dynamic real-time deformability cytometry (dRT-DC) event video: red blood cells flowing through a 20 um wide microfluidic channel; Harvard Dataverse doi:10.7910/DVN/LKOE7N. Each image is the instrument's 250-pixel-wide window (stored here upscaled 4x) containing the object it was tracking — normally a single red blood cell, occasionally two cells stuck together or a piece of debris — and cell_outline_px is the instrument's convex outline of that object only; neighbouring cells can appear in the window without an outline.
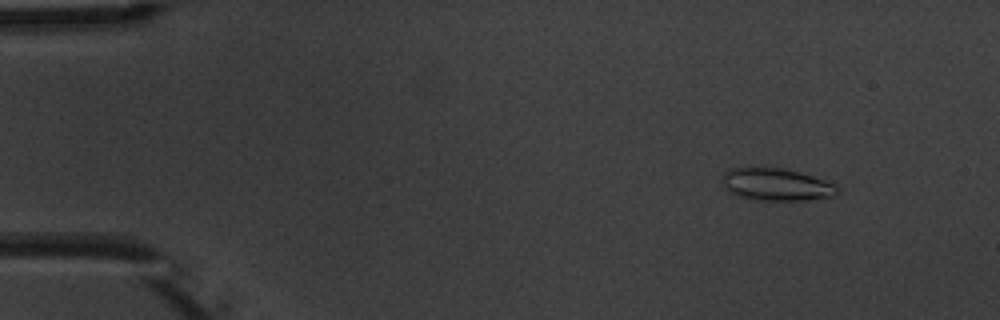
{"species": "common noctule bat (a hibernating species)", "species_latin": "Nyctalus noctula", "temperature_condition": "warm", "stored_images_in_passage": 4, "camera_frame_rate_fps": 3000, "um_per_image_px": 0.085, "animal": {"sex": "male", "body_mass_g": 20.1, "forearm_length_mm": 53.5}, "frame": {"image": 1, "passage_image": 1, "time_ms": 0.0, "image_size_px": [1000, 320], "cell_outline_px": [[840, 192], [832, 196], [804, 200], [760, 200], [736, 196], [728, 192], [724, 184], [724, 172], [732, 168], [764, 164], [788, 168], [836, 184]], "centroid_in_image_um": [65.96, 15.63], "position_along_channel_um": 19.0, "area_um2": 22.37}}
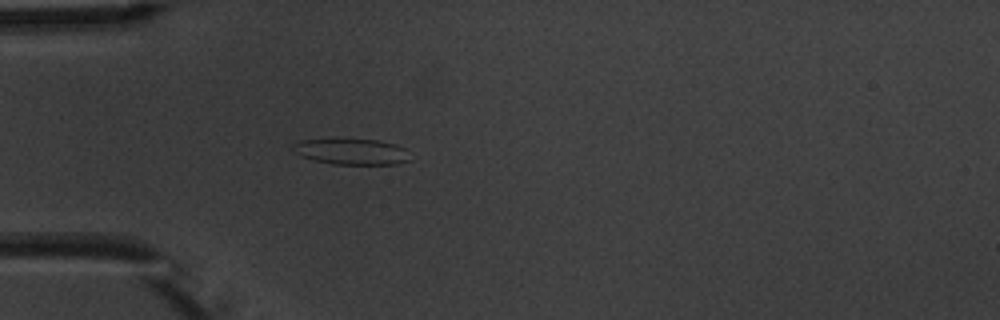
{"frame": {"image": 2, "passage_image": 4, "time_ms": 3.333, "image_size_px": [1000, 320], "cell_outline_px": [[412, 160], [396, 164], [332, 164], [312, 160], [300, 156], [292, 152], [288, 148], [292, 144], [300, 140], [336, 136], [380, 140], [396, 144], [404, 148]], "centroid_in_image_um": [29.77, 12.83], "position_along_channel_um": 55.2, "area_um2": 18.96}}